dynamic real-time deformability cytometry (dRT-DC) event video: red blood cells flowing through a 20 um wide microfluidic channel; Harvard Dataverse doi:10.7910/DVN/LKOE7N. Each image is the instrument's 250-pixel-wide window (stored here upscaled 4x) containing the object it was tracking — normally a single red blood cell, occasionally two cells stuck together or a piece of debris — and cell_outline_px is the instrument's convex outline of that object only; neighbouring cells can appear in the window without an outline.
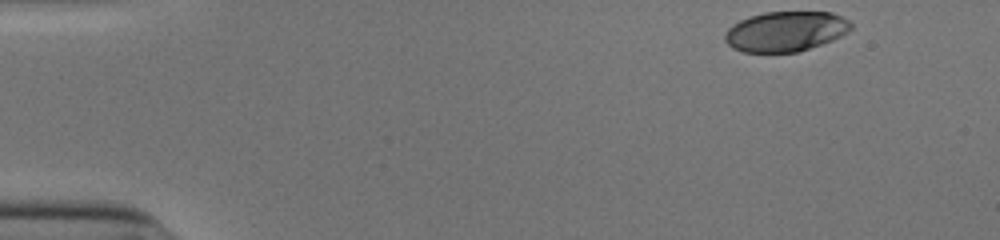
{"species": "human", "species_latin": "Homo sapiens", "temperature_condition": "cold", "stored_images_in_passage": 39, "camera_frame_rate_fps": 3000, "um_per_image_px": 0.085, "donor": {"sex": "male"}, "frame": {"image": 1, "passage_image": 1, "time_ms": 0.0, "image_size_px": [1000, 240], "cell_outline_px": [[852, 28], [848, 32], [832, 40], [796, 52], [744, 52], [732, 48], [724, 40], [724, 32], [732, 24], [740, 20], [764, 12], [832, 12], [848, 20], [852, 24]], "centroid_in_image_um": [66.75, 2.66], "position_along_channel_um": 18.2, "area_um2": 29.36}}
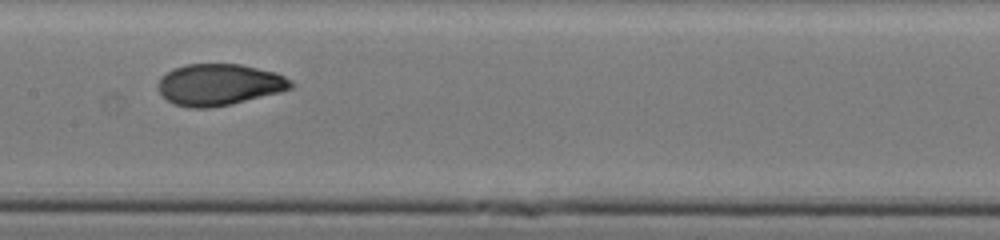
{"frame": {"image": 2, "passage_image": 23, "time_ms": 7.333, "image_size_px": [1000, 240], "cell_outline_px": [[296, 84], [292, 88], [280, 92], [232, 104], [208, 108], [188, 108], [176, 104], [168, 100], [160, 92], [160, 76], [172, 68], [184, 64], [240, 64], [276, 72], [292, 80]], "centroid_in_image_um": [18.67, 7.18], "position_along_channel_um": 188.7, "area_um2": 32.19}}
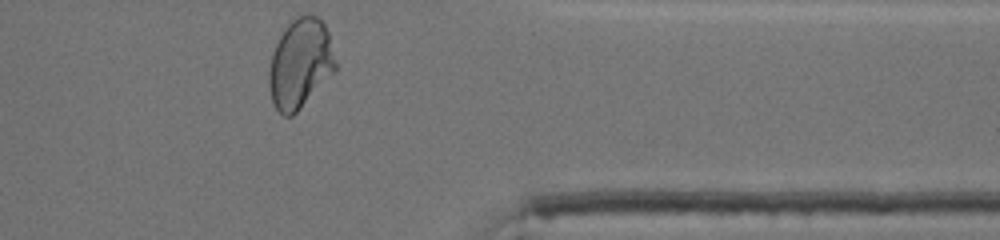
{"frame": {"image": 3, "passage_image": 39, "time_ms": 12.667, "image_size_px": [1000, 240], "cell_outline_px": [[336, 72], [292, 116], [284, 116], [276, 108], [272, 100], [268, 84], [268, 68], [272, 52], [280, 28], [296, 16], [308, 12], [316, 16], [324, 24], [328, 32], [336, 60]], "centroid_in_image_um": [25.5, 5.34], "position_along_channel_um": 385.9, "area_um2": 35.49}, "authors_computed_cell_mechanics": {"area_um2": 32.1946, "velocity_mm_per_s": 3.9122, "shape_relaxation_time_tau1_ms": 4.9888, "shape_relaxation_time_tau2_ms": 0.7972, "deformation_change_tau1": 0.1948, "deformation_change_tau2": 0.0449}}